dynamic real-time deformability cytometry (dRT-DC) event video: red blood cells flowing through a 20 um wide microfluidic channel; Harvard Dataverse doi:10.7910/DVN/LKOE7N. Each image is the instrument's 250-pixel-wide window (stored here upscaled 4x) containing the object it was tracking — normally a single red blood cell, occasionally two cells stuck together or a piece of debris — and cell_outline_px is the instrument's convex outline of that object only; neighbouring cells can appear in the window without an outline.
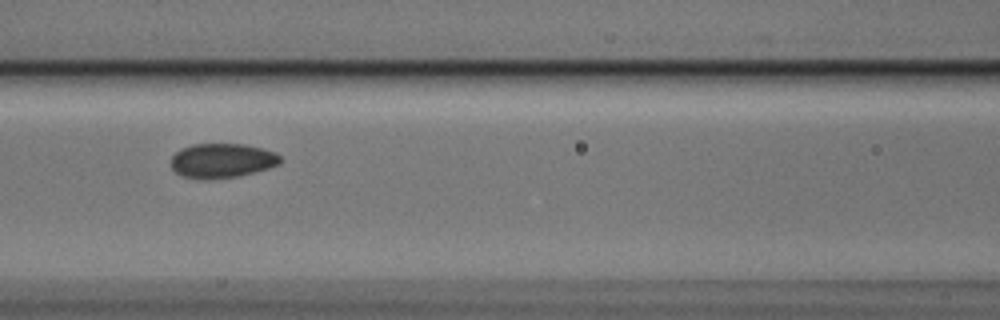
{"species": "Egyptian fruit bat (a non-hibernating species)", "species_latin": "Rousettus aegyptiacus", "temperature_condition": "cold", "stored_images_in_passage": 5, "camera_frame_rate_fps": 3000, "um_per_image_px": 0.085, "animal": {"sex": "male"}, "frame": {"image": 1, "passage_image": 3, "time_ms": 0.667, "image_size_px": [1000, 320], "cell_outline_px": [[284, 160], [280, 164], [256, 172], [240, 176], [200, 180], [184, 176], [176, 172], [172, 168], [172, 156], [180, 148], [192, 144], [244, 144], [264, 148], [276, 152]], "centroid_in_image_um": [18.92, 13.65], "position_along_channel_um": 147.7, "area_um2": 22.25}}
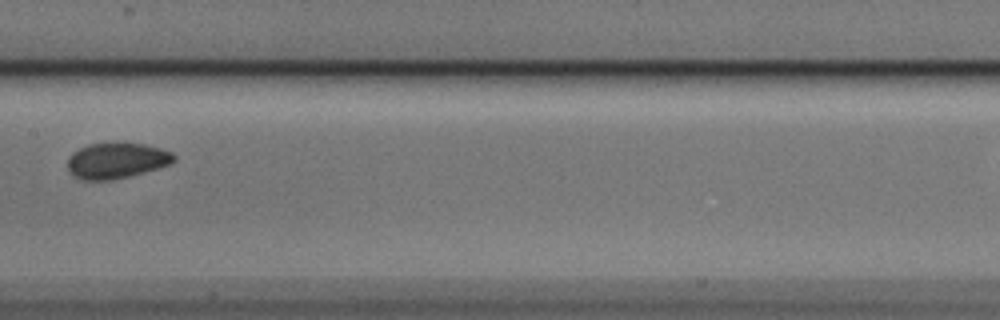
{"frame": {"image": 2, "passage_image": 4, "time_ms": 1.0, "image_size_px": [1000, 320], "cell_outline_px": [[176, 160], [172, 164], [144, 172], [112, 180], [80, 180], [72, 176], [68, 172], [68, 156], [72, 152], [88, 144], [144, 144], [160, 148], [172, 152], [176, 156]], "centroid_in_image_um": [9.89, 13.67], "position_along_channel_um": 197.5, "area_um2": 22.14}}